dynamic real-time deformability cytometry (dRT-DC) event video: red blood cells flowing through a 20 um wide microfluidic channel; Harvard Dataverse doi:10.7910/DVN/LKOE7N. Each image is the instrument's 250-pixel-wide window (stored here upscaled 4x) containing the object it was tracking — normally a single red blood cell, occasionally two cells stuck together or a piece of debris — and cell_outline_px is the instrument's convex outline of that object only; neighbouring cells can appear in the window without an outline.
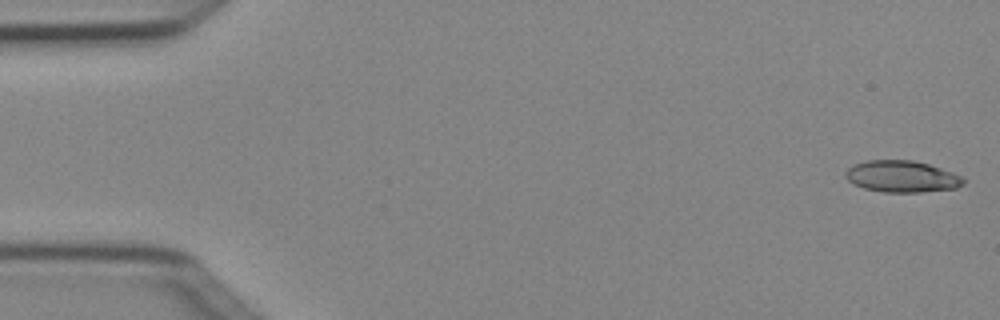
{"species": "Egyptian fruit bat (a non-hibernating species)", "species_latin": "Rousettus aegyptiacus", "temperature_condition": "cold", "stored_images_in_passage": 5, "camera_frame_rate_fps": 3000, "um_per_image_px": 0.085, "animal": {"sex": "female"}, "frame": {"image": 1, "passage_image": 1, "time_ms": 0.0, "image_size_px": [1000, 320], "cell_outline_px": [[964, 184], [956, 188], [920, 192], [884, 192], [864, 188], [848, 180], [844, 176], [844, 172], [852, 164], [868, 160], [912, 160], [928, 164], [952, 172], [960, 176], [964, 180]], "centroid_in_image_um": [76.63, 14.99], "position_along_channel_um": 8.4, "area_um2": 21.62}}
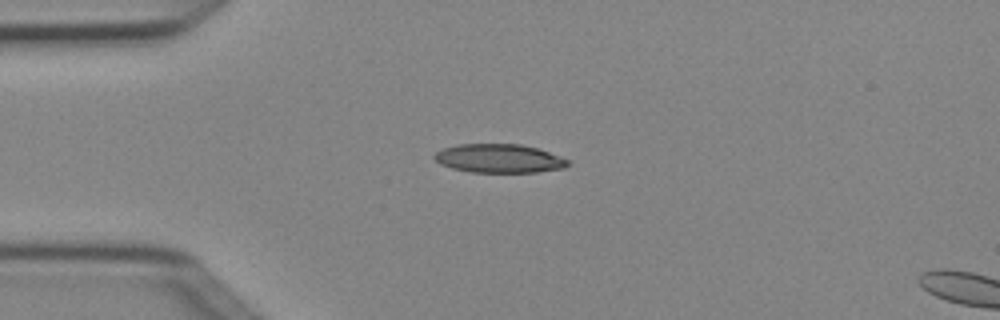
{"frame": {"image": 2, "passage_image": 4, "time_ms": 1.0, "image_size_px": [1000, 320], "cell_outline_px": [[568, 164], [564, 168], [536, 172], [472, 172], [452, 168], [440, 164], [432, 156], [436, 152], [444, 148], [456, 144], [520, 144], [540, 148], [560, 156], [568, 160]], "centroid_in_image_um": [42.42, 13.46], "position_along_channel_um": 42.6, "area_um2": 22.37}}